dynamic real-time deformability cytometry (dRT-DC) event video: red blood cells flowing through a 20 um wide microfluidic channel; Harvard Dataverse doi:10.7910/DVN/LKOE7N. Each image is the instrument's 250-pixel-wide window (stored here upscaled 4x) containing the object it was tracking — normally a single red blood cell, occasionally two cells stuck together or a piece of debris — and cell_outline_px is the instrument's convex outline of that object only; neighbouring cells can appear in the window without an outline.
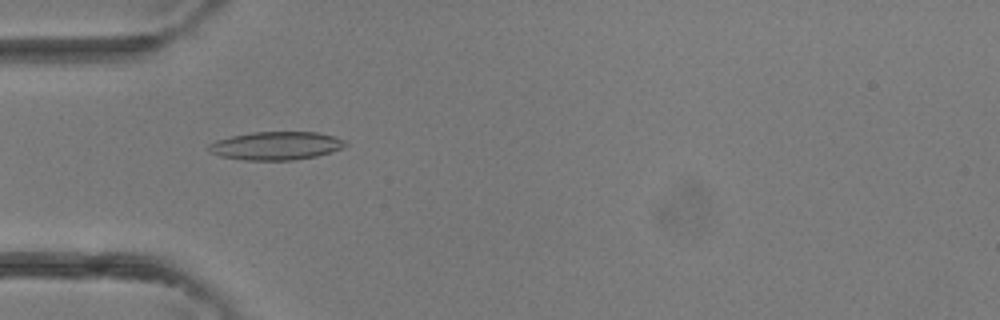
{"species": "common noctule bat (a hibernating species)", "species_latin": "Nyctalus noctula", "temperature_condition": "room temperature", "stored_images_in_passage": 3, "camera_frame_rate_fps": 3000, "um_per_image_px": 0.085, "animal": {"sex": "female"}, "frame": {"image": 1, "passage_image": 3, "time_ms": 0.667, "image_size_px": [1000, 320], "cell_outline_px": [[348, 144], [332, 152], [316, 156], [292, 160], [244, 160], [220, 156], [208, 152], [208, 144], [216, 140], [232, 136], [252, 132], [316, 132], [348, 140]], "centroid_in_image_um": [23.46, 12.39], "position_along_channel_um": 61.5, "area_um2": 22.54}}